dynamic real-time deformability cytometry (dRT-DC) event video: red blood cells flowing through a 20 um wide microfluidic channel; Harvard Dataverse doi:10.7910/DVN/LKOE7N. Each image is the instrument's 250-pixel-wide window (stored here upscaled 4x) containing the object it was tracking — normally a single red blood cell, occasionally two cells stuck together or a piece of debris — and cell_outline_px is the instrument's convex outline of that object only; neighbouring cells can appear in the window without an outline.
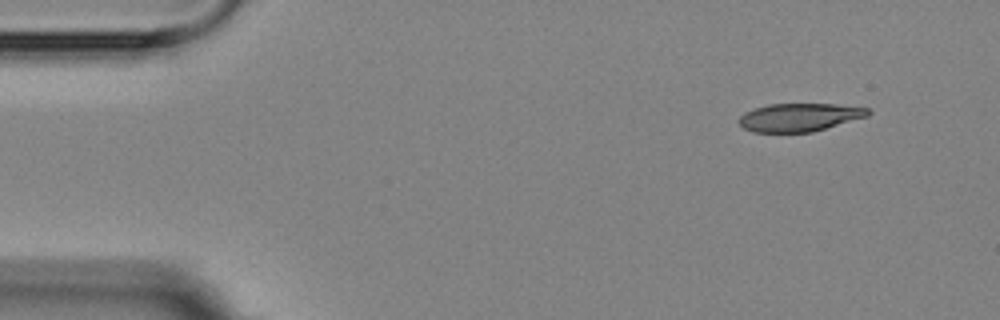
{"species": "Egyptian fruit bat (a non-hibernating species)", "species_latin": "Rousettus aegyptiacus", "temperature_condition": "room temperature", "stored_images_in_passage": 5, "camera_frame_rate_fps": 3000, "um_per_image_px": 0.085, "animal": {"sex": "female"}, "frame": {"image": 1, "passage_image": 1, "time_ms": 0.0, "image_size_px": [1000, 320], "cell_outline_px": [[872, 112], [868, 116], [812, 132], [752, 132], [744, 128], [736, 120], [744, 112], [768, 104], [836, 104], [868, 108]], "centroid_in_image_um": [67.94, 9.97], "position_along_channel_um": 17.1, "area_um2": 21.15}}
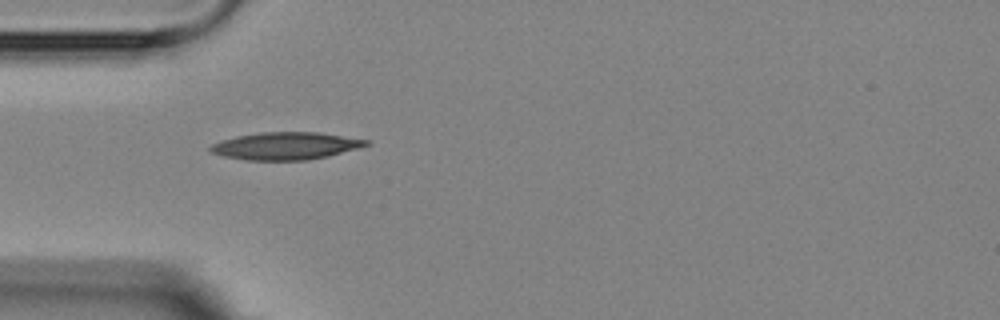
{"frame": {"image": 2, "passage_image": 4, "time_ms": 3.667, "image_size_px": [1000, 320], "cell_outline_px": [[372, 144], [328, 156], [308, 160], [244, 160], [224, 156], [212, 152], [208, 148], [212, 144], [220, 140], [236, 136], [260, 132], [320, 132], [372, 140]], "centroid_in_image_um": [24.32, 12.39], "position_along_channel_um": 60.7, "area_um2": 25.09}}
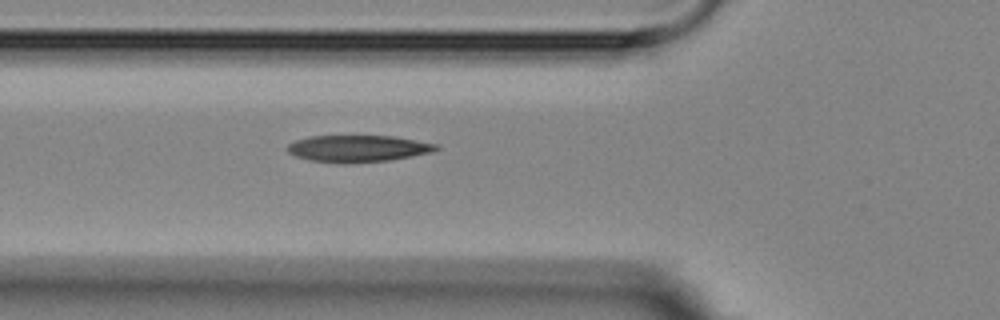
{"frame": {"image": 3, "passage_image": 5, "time_ms": 4.667, "image_size_px": [1000, 320], "cell_outline_px": [[440, 148], [432, 152], [412, 156], [388, 160], [308, 160], [296, 156], [288, 152], [288, 144], [296, 140], [308, 136], [392, 136], [440, 144]], "centroid_in_image_um": [30.49, 12.57], "position_along_channel_um": 95.3, "area_um2": 22.14}}